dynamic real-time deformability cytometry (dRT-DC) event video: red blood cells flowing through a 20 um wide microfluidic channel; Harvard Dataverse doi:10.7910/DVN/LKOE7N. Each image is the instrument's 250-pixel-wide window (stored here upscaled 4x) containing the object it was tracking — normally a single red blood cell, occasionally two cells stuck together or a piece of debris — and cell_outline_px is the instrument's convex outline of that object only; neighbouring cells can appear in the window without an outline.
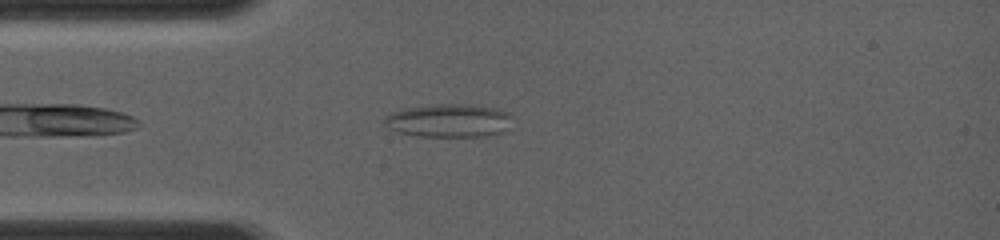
{"species": "common noctule bat (a hibernating species)", "species_latin": "Nyctalus noctula", "temperature_condition": "room temperature", "stored_images_in_passage": 15, "camera_frame_rate_fps": 4000, "um_per_image_px": 0.085, "animal": {"sex": "female", "body_mass_g": 19.0, "forearm_length_mm": 56.7}, "frame": {"image": 1, "passage_image": 2, "time_ms": 0.5, "image_size_px": [1000, 240], "cell_outline_px": [[512, 116], [504, 132], [488, 136], [416, 136], [396, 132], [388, 128], [384, 124], [384, 116], [392, 112], [408, 108], [436, 104], [472, 104], [500, 108], [508, 112]], "centroid_in_image_um": [38.16, 10.24], "position_along_channel_um": 46.8, "area_um2": 25.03}}
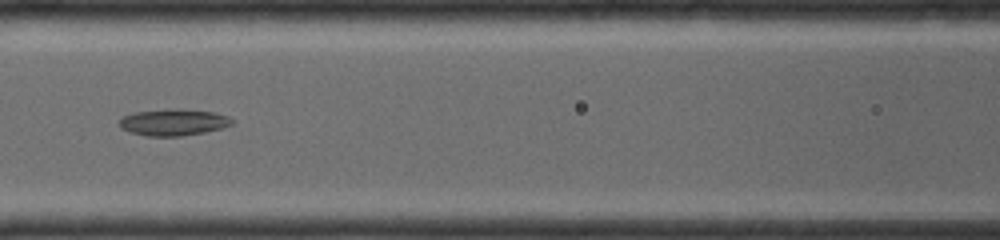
{"frame": {"image": 2, "passage_image": 8, "time_ms": 3.0, "image_size_px": [1000, 240], "cell_outline_px": [[236, 120], [232, 124], [220, 128], [204, 132], [180, 136], [144, 136], [120, 128], [120, 120], [124, 116], [136, 112], [216, 112], [228, 116]], "centroid_in_image_um": [14.77, 10.46], "position_along_channel_um": 151.8, "area_um2": 16.24}}
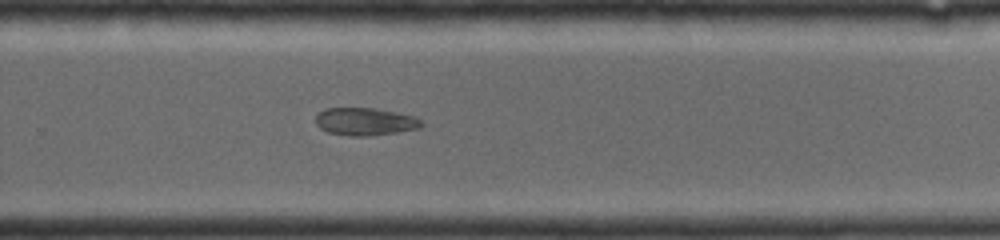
{"frame": {"image": 3, "passage_image": 15, "time_ms": 6.25, "image_size_px": [1000, 240], "cell_outline_px": [[424, 124], [420, 128], [372, 136], [348, 136], [328, 132], [320, 128], [316, 124], [316, 112], [324, 108], [376, 108], [416, 116]], "centroid_in_image_um": [31.02, 10.33], "position_along_channel_um": 298.8, "area_um2": 17.28}}